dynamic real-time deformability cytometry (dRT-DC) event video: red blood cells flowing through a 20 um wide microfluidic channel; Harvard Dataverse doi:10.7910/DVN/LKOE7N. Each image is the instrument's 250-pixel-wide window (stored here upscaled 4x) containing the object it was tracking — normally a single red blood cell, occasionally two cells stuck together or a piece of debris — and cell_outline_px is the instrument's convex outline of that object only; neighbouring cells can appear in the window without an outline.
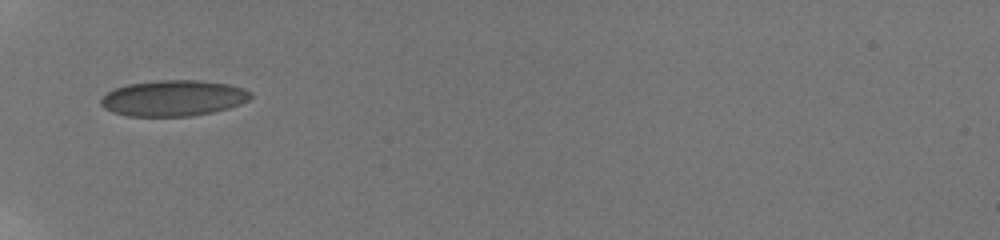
{"species": "human", "species_latin": "Homo sapiens", "temperature_condition": "room temperature", "stored_images_in_passage": 34, "camera_frame_rate_fps": 3000, "um_per_image_px": 0.085, "donor": {"sex": "male"}, "frame": {"image": 1, "passage_image": 1, "time_ms": 0.0, "image_size_px": [1000, 240], "cell_outline_px": [[252, 96], [248, 100], [240, 104], [228, 108], [212, 112], [192, 116], [128, 116], [112, 112], [104, 108], [100, 104], [100, 100], [108, 92], [116, 88], [128, 84], [156, 80], [196, 80], [228, 84], [252, 92]], "centroid_in_image_um": [14.72, 8.34], "position_along_channel_um": 70.3, "area_um2": 31.21}}
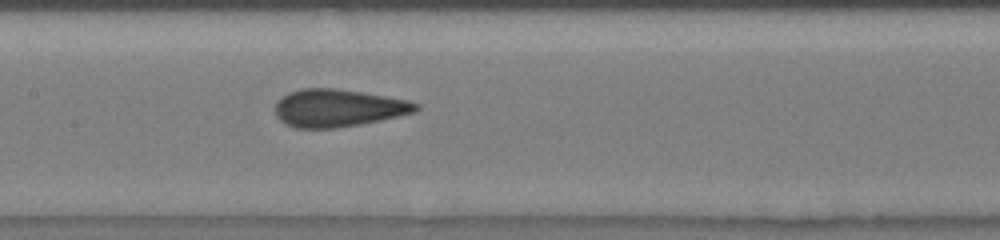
{"frame": {"image": 2, "passage_image": 12, "time_ms": 3.0, "image_size_px": [1000, 240], "cell_outline_px": [[420, 108], [416, 112], [380, 120], [360, 124], [336, 128], [296, 128], [284, 124], [276, 116], [276, 100], [288, 92], [300, 88], [332, 88], [360, 92], [408, 100], [420, 104]], "centroid_in_image_um": [28.71, 9.18], "position_along_channel_um": 178.7, "area_um2": 30.87}}
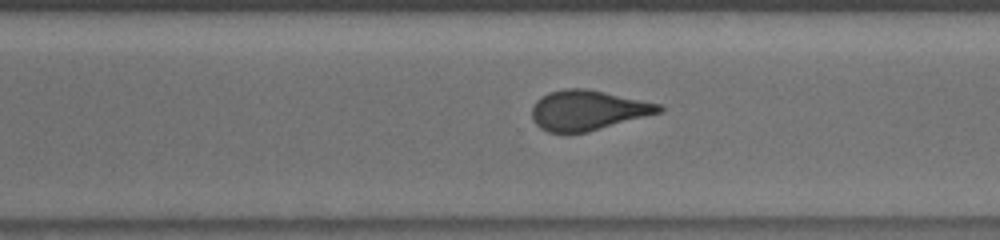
{"frame": {"image": 3, "passage_image": 23, "time_ms": 6.667, "image_size_px": [1000, 240], "cell_outline_px": [[664, 112], [588, 132], [548, 132], [540, 128], [532, 120], [532, 108], [536, 100], [548, 92], [564, 88], [588, 88], [660, 104], [664, 108]], "centroid_in_image_um": [49.98, 9.36], "position_along_channel_um": 320.6, "area_um2": 29.82}, "authors_computed_cell_mechanics": {"area_um2": 30.6051, "velocity_mm_per_s": 3.8838, "shape_relaxation_time_tau1_ms": null, "shape_relaxation_time_tau2_ms": 0.9722, "deformation_change_tau1": null, "deformation_change_tau2": 0.0455}}